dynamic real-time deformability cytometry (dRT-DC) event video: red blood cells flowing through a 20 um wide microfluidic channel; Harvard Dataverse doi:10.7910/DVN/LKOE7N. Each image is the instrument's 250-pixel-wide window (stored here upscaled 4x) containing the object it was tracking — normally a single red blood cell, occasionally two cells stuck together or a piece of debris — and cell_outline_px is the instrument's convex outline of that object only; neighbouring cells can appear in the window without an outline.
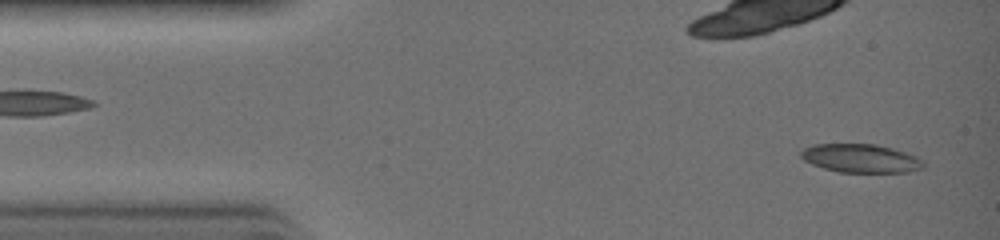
{"species": "common noctule bat (a hibernating species)", "species_latin": "Nyctalus noctula", "temperature_condition": "warm", "stored_images_in_passage": 31, "camera_frame_rate_fps": 3000, "um_per_image_px": 0.085, "animal": {"sex": "female", "body_mass_g": 19.0, "forearm_length_mm": 51.5}, "frame": {"image": 1, "passage_image": 1, "time_ms": 0.0, "image_size_px": [1000, 240], "cell_outline_px": [[924, 168], [908, 172], [840, 172], [824, 168], [812, 164], [804, 160], [800, 156], [800, 152], [804, 148], [812, 144], [876, 144], [892, 148], [916, 156], [924, 160]], "centroid_in_image_um": [73.17, 13.45], "position_along_channel_um": 11.8, "area_um2": 20.4}}
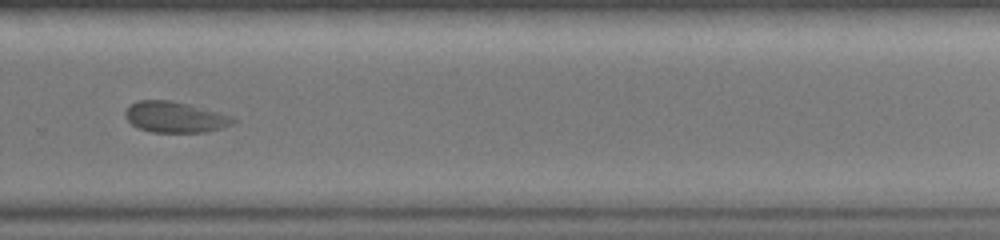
{"frame": {"image": 2, "passage_image": 21, "time_ms": 6.667, "image_size_px": [1000, 240], "cell_outline_px": [[236, 120], [232, 124], [220, 128], [204, 132], [152, 132], [136, 128], [124, 116], [124, 112], [128, 104], [136, 100], [168, 100], [188, 104], [236, 116]], "centroid_in_image_um": [14.85, 9.94], "position_along_channel_um": 315.0, "area_um2": 19.65}}
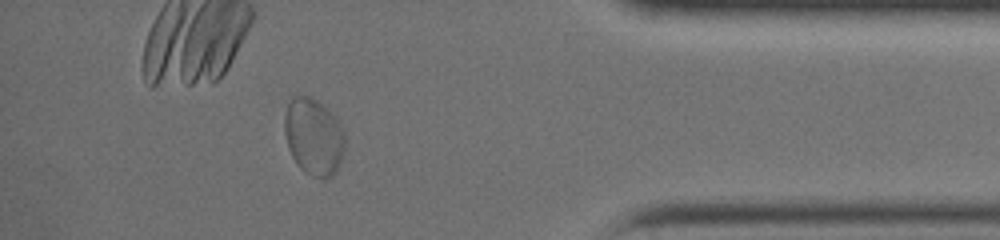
{"frame": {"image": 3, "passage_image": 27, "time_ms": 8.667, "image_size_px": [1000, 240], "cell_outline_px": [[344, 152], [336, 172], [332, 176], [324, 180], [312, 176], [304, 172], [296, 164], [288, 148], [284, 132], [284, 116], [288, 104], [292, 96], [308, 96], [316, 100], [328, 108], [340, 124], [344, 132]], "centroid_in_image_um": [26.65, 11.64], "position_along_channel_um": 408.5, "area_um2": 27.34}}